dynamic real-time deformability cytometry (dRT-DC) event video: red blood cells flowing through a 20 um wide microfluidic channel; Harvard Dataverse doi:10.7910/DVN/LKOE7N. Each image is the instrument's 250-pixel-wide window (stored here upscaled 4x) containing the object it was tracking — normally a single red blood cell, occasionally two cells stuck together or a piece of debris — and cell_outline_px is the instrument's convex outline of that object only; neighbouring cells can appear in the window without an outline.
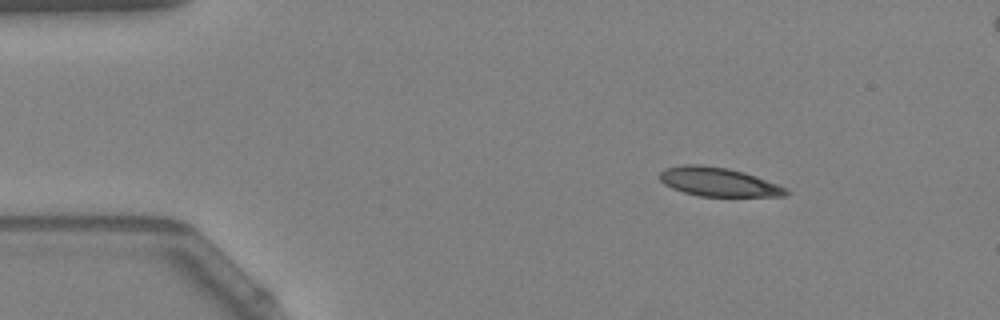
{"species": "Egyptian fruit bat (a non-hibernating species)", "species_latin": "Rousettus aegyptiacus", "temperature_condition": "warm", "stored_images_in_passage": 49, "camera_frame_rate_fps": 3000, "um_per_image_px": 0.085, "animal": {"sex": "female"}, "frame": {"image": 1, "passage_image": 1, "time_ms": 0.0, "image_size_px": [1000, 320], "cell_outline_px": [[788, 192], [784, 196], [700, 196], [684, 192], [672, 188], [664, 184], [660, 180], [660, 172], [664, 168], [684, 164], [700, 164], [728, 168], [744, 172], [788, 188]], "centroid_in_image_um": [61.03, 15.45], "position_along_channel_um": 24.0, "area_um2": 21.15}}
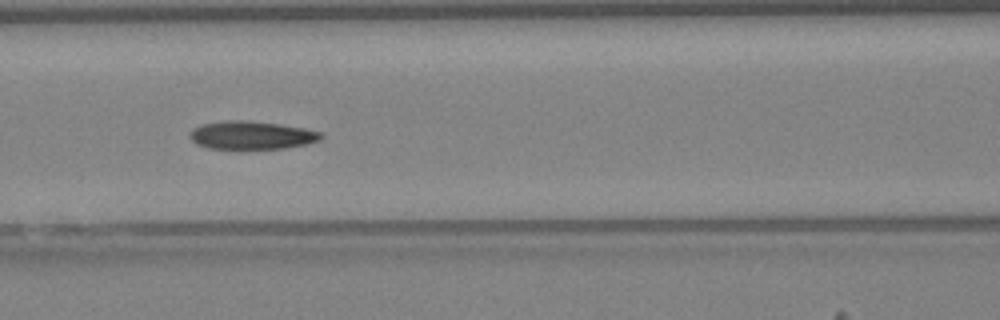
{"frame": {"image": 2, "passage_image": 17, "time_ms": 5.333, "image_size_px": [1000, 320], "cell_outline_px": [[324, 136], [320, 140], [308, 144], [284, 148], [208, 148], [196, 144], [192, 140], [192, 128], [200, 124], [224, 120], [244, 120], [280, 124], [304, 128], [324, 132]], "centroid_in_image_um": [21.43, 11.48], "position_along_channel_um": 145.2, "area_um2": 21.5}}
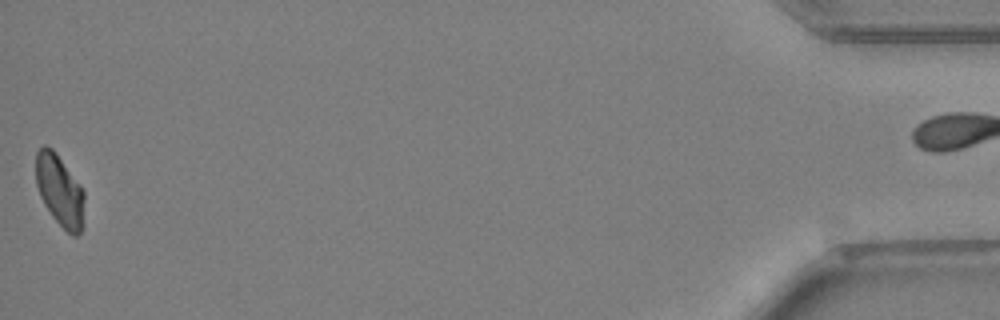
{"frame": {"image": 3, "passage_image": 48, "time_ms": 15.667, "image_size_px": [1000, 320], "cell_outline_px": [[84, 200], [80, 232], [76, 236], [72, 236], [52, 216], [44, 204], [40, 196], [36, 184], [36, 152], [44, 144], [52, 148], [56, 152], [84, 192]], "centroid_in_image_um": [5.04, 16.16], "position_along_channel_um": 430.2, "area_um2": 19.77}, "authors_computed_cell_mechanics": {"area_um2": 21.386, "velocity_mm_per_s": 3.7019, "shape_relaxation_time_tau1_ms": null, "shape_relaxation_time_tau2_ms": 4.6766, "deformation_change_tau1": null, "deformation_change_tau2": 0.1078}}